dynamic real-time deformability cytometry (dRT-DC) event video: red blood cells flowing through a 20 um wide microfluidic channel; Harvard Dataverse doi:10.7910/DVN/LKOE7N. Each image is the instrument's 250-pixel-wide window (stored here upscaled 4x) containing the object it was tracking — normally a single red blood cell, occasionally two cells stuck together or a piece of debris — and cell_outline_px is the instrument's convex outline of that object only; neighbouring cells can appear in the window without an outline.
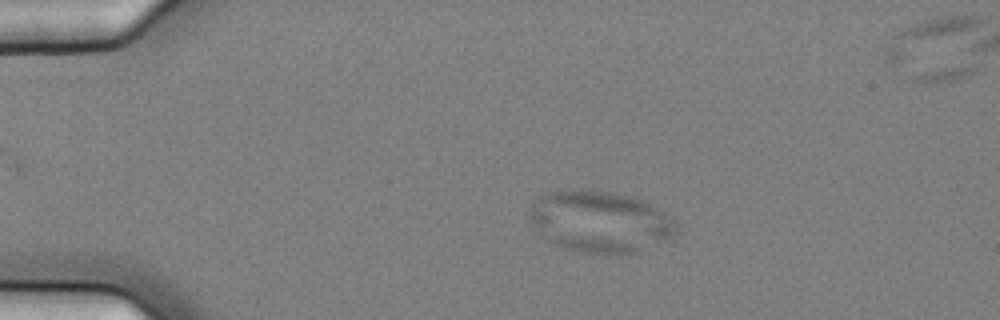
{"species": "common noctule bat (a hibernating species)", "species_latin": "Nyctalus noctula", "temperature_condition": "cold", "stored_images_in_passage": 57, "camera_frame_rate_fps": 3000, "um_per_image_px": 0.085, "animal": {"sex": "female", "body_mass_g": 25.1}, "frame": {"image": 1, "passage_image": 11, "time_ms": 3.333, "image_size_px": [1000, 320], "cell_outline_px": [[676, 236], [640, 252], [608, 256], [580, 252], [560, 248], [552, 244], [532, 228], [528, 224], [524, 216], [532, 200], [544, 192], [560, 188], [580, 188], [612, 192], [632, 196], [656, 208], [676, 220]], "centroid_in_image_um": [50.87, 18.84], "position_along_channel_um": 34.1, "area_um2": 54.85}}
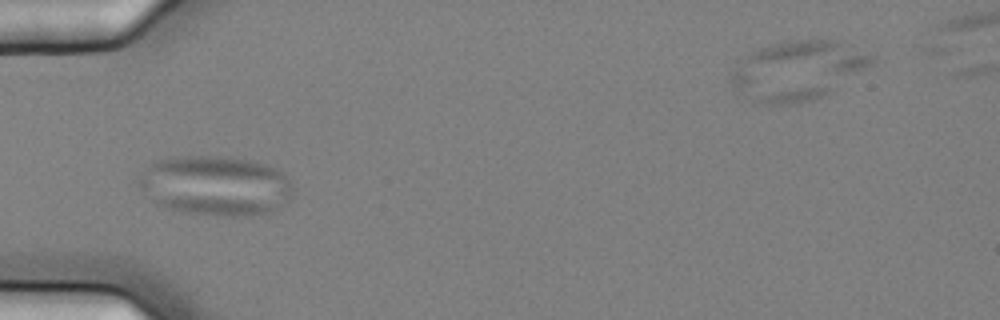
{"frame": {"image": 2, "passage_image": 18, "time_ms": 5.667, "image_size_px": [1000, 320], "cell_outline_px": [[292, 196], [288, 204], [272, 212], [244, 216], [232, 216], [188, 212], [164, 208], [156, 204], [136, 184], [136, 180], [156, 160], [184, 156], [220, 156], [256, 160], [268, 164], [284, 172], [292, 184]], "centroid_in_image_um": [18.38, 15.77], "position_along_channel_um": 66.6, "area_um2": 54.27}}
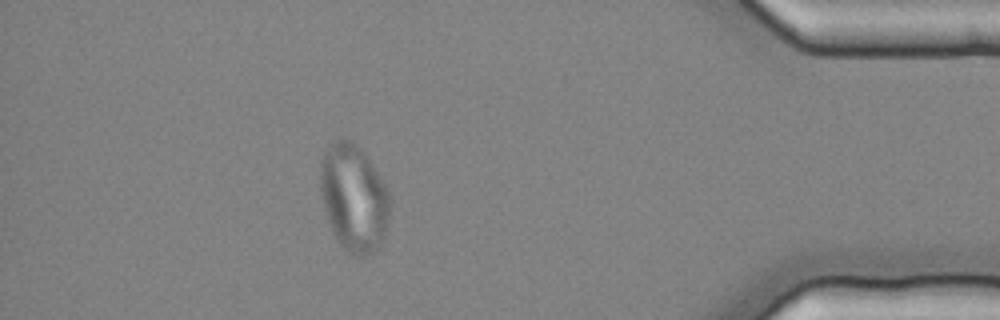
{"frame": {"image": 3, "passage_image": 50, "time_ms": 16.333, "image_size_px": [1000, 320], "cell_outline_px": [[388, 220], [384, 236], [380, 244], [372, 252], [364, 256], [356, 256], [348, 252], [340, 244], [332, 232], [320, 196], [320, 160], [324, 152], [336, 140], [348, 140], [356, 144], [368, 156], [384, 184], [388, 192]], "centroid_in_image_um": [30.04, 16.82], "position_along_channel_um": 405.2, "area_um2": 43.06}}